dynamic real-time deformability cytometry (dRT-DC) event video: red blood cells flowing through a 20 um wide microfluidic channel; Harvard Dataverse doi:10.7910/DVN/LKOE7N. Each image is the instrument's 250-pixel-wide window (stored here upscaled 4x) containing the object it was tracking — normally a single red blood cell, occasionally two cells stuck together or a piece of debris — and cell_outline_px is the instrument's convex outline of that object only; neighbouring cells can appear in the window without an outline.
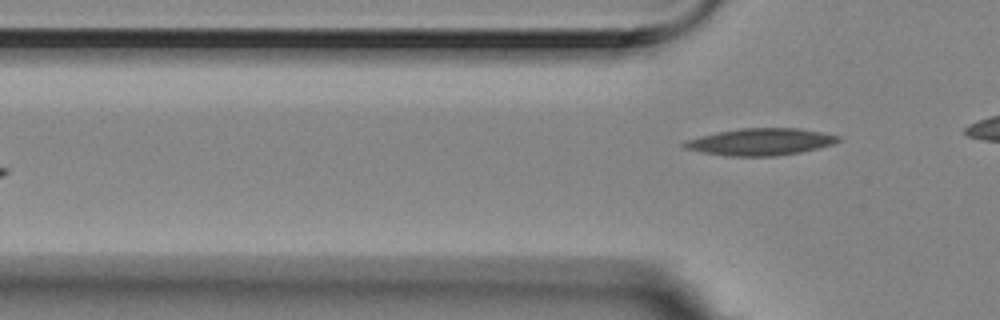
{"species": "Egyptian fruit bat (a non-hibernating species)", "species_latin": "Rousettus aegyptiacus", "temperature_condition": "room temperature", "stored_images_in_passage": 4, "camera_frame_rate_fps": 3000, "um_per_image_px": 0.085, "animal": {"sex": "female"}, "frame": {"image": 1, "passage_image": 4, "time_ms": 1.0, "image_size_px": [1000, 320], "cell_outline_px": [[844, 140], [820, 148], [800, 152], [776, 156], [724, 156], [700, 152], [684, 148], [680, 144], [684, 140], [716, 132], [740, 128], [796, 128], [820, 132], [840, 136]], "centroid_in_image_um": [64.61, 12.06], "position_along_channel_um": 61.2, "area_um2": 24.45}}